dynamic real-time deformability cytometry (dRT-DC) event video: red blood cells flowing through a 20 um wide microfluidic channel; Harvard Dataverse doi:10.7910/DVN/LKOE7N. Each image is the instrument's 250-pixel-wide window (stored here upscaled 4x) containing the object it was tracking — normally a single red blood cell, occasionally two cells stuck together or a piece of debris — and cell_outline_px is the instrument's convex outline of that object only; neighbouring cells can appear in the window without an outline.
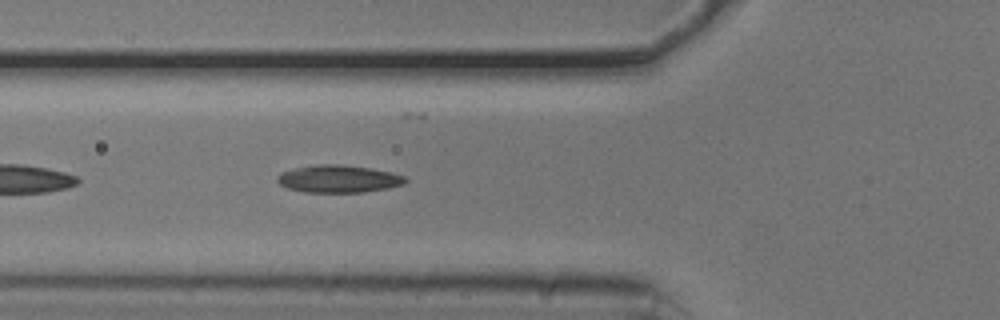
{"species": "common noctule bat (a hibernating species)", "species_latin": "Nyctalus noctula", "temperature_condition": "cold", "stored_images_in_passage": 30, "camera_frame_rate_fps": 3000, "um_per_image_px": 0.085, "animal": {"sex": "male", "body_mass_g": 20.5, "forearm_length_mm": 52.5}, "frame": {"image": 1, "passage_image": 19, "time_ms": 6.0, "image_size_px": [1000, 320], "cell_outline_px": [[408, 180], [404, 184], [388, 188], [364, 192], [304, 192], [288, 188], [280, 184], [276, 180], [276, 176], [280, 172], [296, 168], [316, 164], [340, 164], [372, 168], [392, 172], [404, 176]], "centroid_in_image_um": [28.78, 15.2], "position_along_channel_um": 97.0, "area_um2": 20.63}}
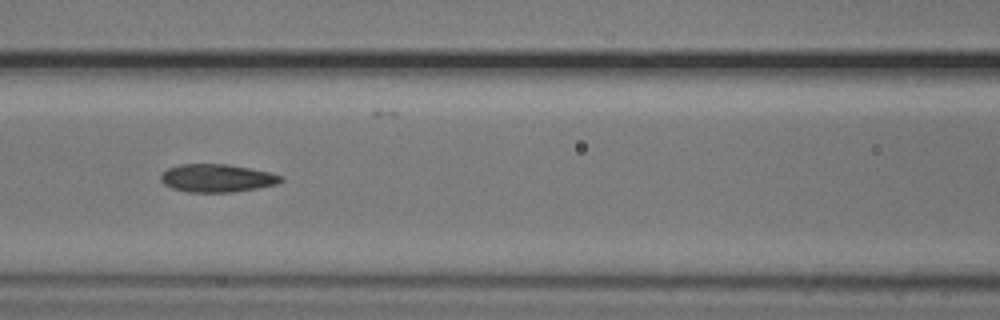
{"frame": {"image": 2, "passage_image": 23, "time_ms": 7.333, "image_size_px": [1000, 320], "cell_outline_px": [[284, 180], [276, 184], [256, 188], [232, 192], [188, 192], [172, 188], [164, 184], [160, 180], [160, 176], [168, 168], [180, 164], [228, 164], [268, 172], [284, 176]], "centroid_in_image_um": [18.43, 15.14], "position_along_channel_um": 148.2, "area_um2": 19.48}}